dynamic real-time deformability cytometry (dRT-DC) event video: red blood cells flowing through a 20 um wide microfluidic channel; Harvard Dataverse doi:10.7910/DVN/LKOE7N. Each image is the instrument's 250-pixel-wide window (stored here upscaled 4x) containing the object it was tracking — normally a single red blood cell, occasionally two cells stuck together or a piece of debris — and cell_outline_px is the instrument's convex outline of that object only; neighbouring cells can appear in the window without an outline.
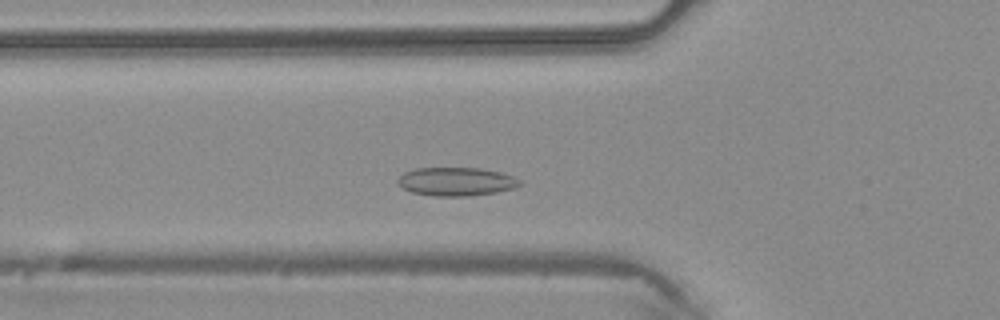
{"species": "common noctule bat (a hibernating species)", "species_latin": "Nyctalus noctula", "temperature_condition": "warm", "stored_images_in_passage": 39, "camera_frame_rate_fps": 3000, "um_per_image_px": 0.085, "animal": {"sex": "male", "body_mass_g": 20.4}, "frame": {"image": 1, "passage_image": 9, "time_ms": 2.667, "image_size_px": [1000, 320], "cell_outline_px": [[524, 184], [512, 188], [496, 192], [468, 196], [436, 196], [412, 192], [404, 188], [396, 180], [404, 172], [416, 168], [480, 168], [500, 172], [524, 180]], "centroid_in_image_um": [38.82, 15.43], "position_along_channel_um": 87.0, "area_um2": 20.23}}
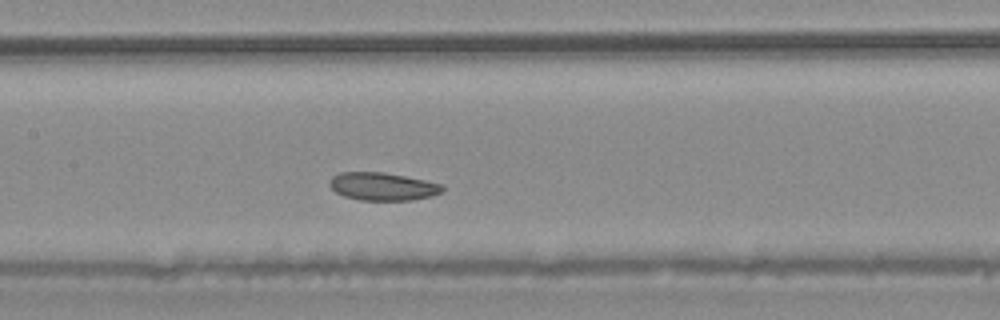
{"frame": {"image": 2, "passage_image": 15, "time_ms": 4.667, "image_size_px": [1000, 320], "cell_outline_px": [[444, 188], [440, 192], [432, 196], [412, 200], [360, 200], [344, 196], [336, 192], [328, 184], [328, 180], [332, 176], [340, 172], [384, 172], [444, 184]], "centroid_in_image_um": [32.51, 15.84], "position_along_channel_um": 174.9, "area_um2": 18.38}}
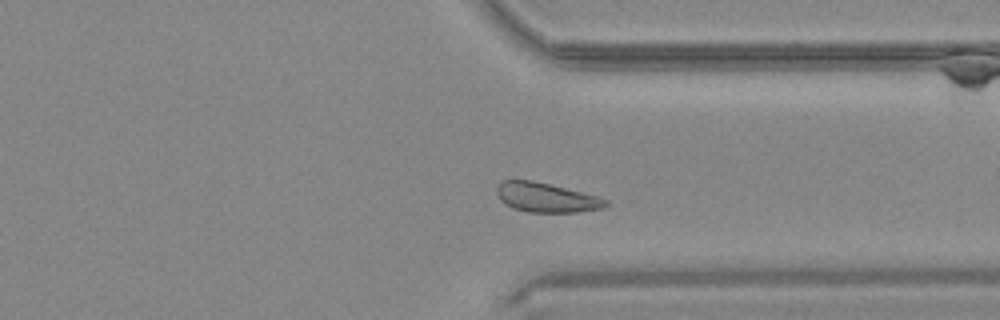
{"frame": {"image": 3, "passage_image": 28, "time_ms": 9.0, "image_size_px": [1000, 320], "cell_outline_px": [[608, 204], [604, 208], [576, 212], [528, 212], [512, 208], [500, 200], [496, 192], [496, 188], [500, 180], [532, 180], [596, 196], [608, 200]], "centroid_in_image_um": [46.38, 16.79], "position_along_channel_um": 365.0, "area_um2": 18.55}}